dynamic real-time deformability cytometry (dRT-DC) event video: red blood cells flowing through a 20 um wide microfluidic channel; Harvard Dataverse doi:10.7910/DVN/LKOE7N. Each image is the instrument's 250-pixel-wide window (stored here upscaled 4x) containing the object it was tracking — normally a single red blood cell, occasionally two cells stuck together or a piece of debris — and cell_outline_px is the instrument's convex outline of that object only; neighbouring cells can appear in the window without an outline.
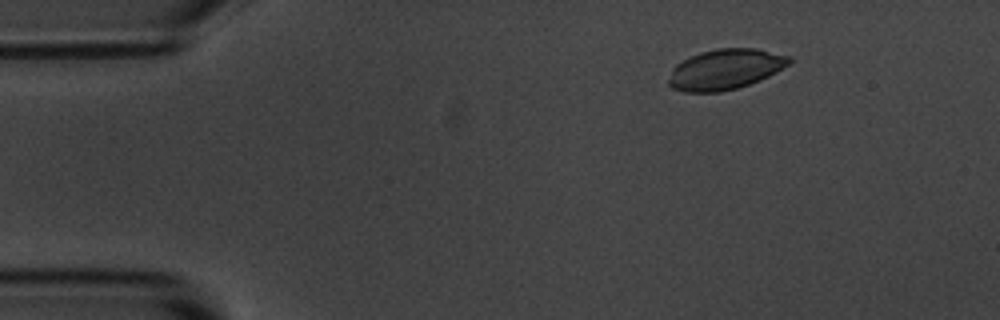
{"species": "common noctule bat (a hibernating species)", "species_latin": "Nyctalus noctula", "temperature_condition": "room temperature", "stored_images_in_passage": 5, "camera_frame_rate_fps": 3000, "um_per_image_px": 0.085, "animal": {"sex": "male", "body_mass_g": 20.1, "forearm_length_mm": 53.5}, "frame": {"image": 1, "passage_image": 5, "time_ms": 5.333, "image_size_px": [1000, 320], "cell_outline_px": [[792, 60], [788, 64], [776, 72], [760, 80], [736, 88], [720, 92], [684, 92], [672, 88], [668, 84], [668, 80], [672, 68], [676, 64], [700, 52], [716, 48], [756, 48], [792, 56]], "centroid_in_image_um": [61.64, 5.89], "position_along_channel_um": 23.4, "area_um2": 28.38}}